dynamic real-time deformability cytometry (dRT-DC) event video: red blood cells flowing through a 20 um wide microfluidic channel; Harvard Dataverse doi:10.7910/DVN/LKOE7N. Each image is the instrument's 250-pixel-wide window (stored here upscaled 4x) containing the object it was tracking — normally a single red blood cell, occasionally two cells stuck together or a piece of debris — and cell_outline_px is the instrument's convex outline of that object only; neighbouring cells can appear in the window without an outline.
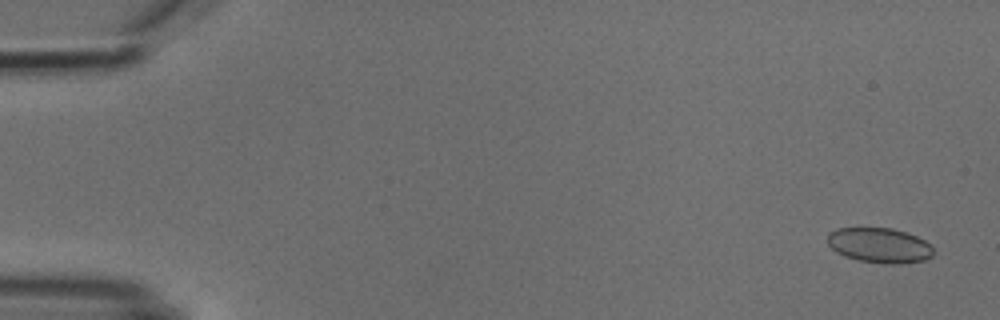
{"species": "common noctule bat (a hibernating species)", "species_latin": "Nyctalus noctula", "temperature_condition": "cold", "stored_images_in_passage": 6, "camera_frame_rate_fps": 3000, "um_per_image_px": 0.085, "animal": {"sex": "male", "body_mass_g": 18.8}, "frame": {"image": 1, "passage_image": 1, "time_ms": 0.0, "image_size_px": [1000, 320], "cell_outline_px": [[932, 256], [924, 260], [900, 264], [884, 264], [860, 260], [844, 256], [836, 252], [828, 244], [828, 232], [836, 228], [892, 228], [908, 232], [924, 240], [932, 248]], "centroid_in_image_um": [74.74, 20.85], "position_along_channel_um": 10.3, "area_um2": 21.62}}
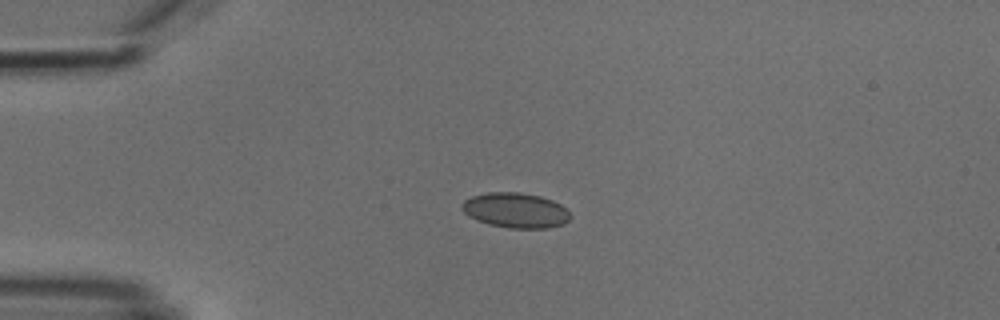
{"frame": {"image": 2, "passage_image": 4, "time_ms": 3.667, "image_size_px": [1000, 320], "cell_outline_px": [[572, 216], [564, 224], [548, 228], [508, 228], [488, 224], [476, 220], [468, 216], [460, 208], [460, 204], [464, 200], [472, 196], [488, 192], [520, 192], [540, 196], [552, 200], [560, 204]], "centroid_in_image_um": [43.79, 17.88], "position_along_channel_um": 41.2, "area_um2": 22.31}}
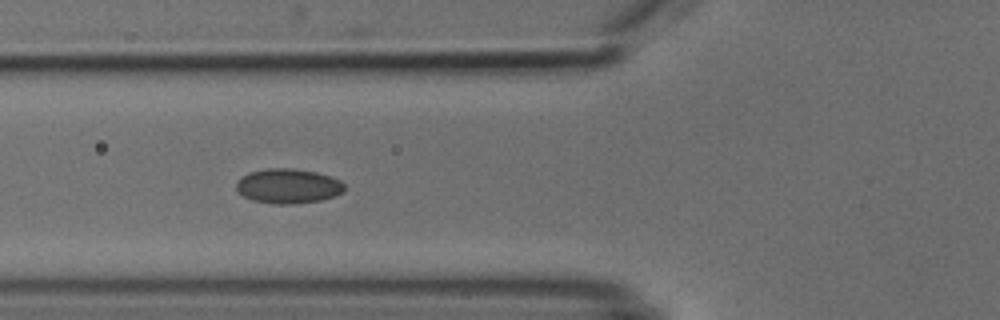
{"frame": {"image": 3, "passage_image": 6, "time_ms": 6.0, "image_size_px": [1000, 320], "cell_outline_px": [[344, 192], [320, 200], [292, 204], [272, 204], [252, 200], [236, 192], [236, 184], [248, 172], [268, 168], [292, 168], [316, 172], [332, 176], [340, 180], [344, 184]], "centroid_in_image_um": [24.49, 15.81], "position_along_channel_um": 101.3, "area_um2": 21.91}}